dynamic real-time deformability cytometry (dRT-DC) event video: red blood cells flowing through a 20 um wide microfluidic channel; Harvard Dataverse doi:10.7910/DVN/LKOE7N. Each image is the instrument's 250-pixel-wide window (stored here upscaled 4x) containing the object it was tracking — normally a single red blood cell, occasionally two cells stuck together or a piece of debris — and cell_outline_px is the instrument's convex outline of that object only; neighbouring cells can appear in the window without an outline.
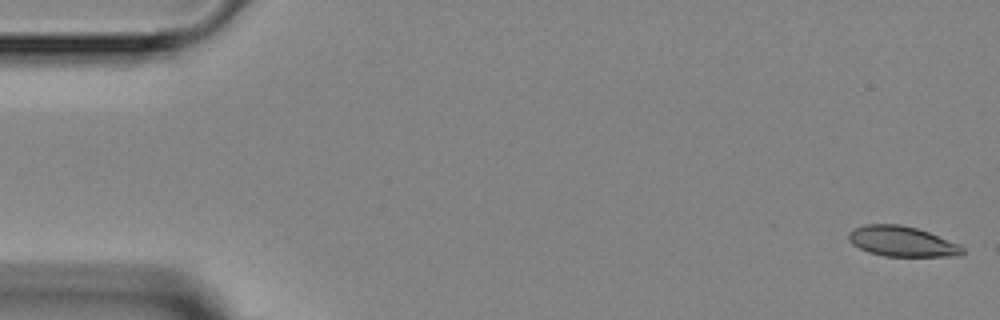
{"species": "Egyptian fruit bat (a non-hibernating species)", "species_latin": "Rousettus aegyptiacus", "temperature_condition": "room temperature", "stored_images_in_passage": 4, "camera_frame_rate_fps": 3000, "um_per_image_px": 0.085, "animal": {"sex": "female"}, "frame": {"image": 1, "passage_image": 1, "time_ms": 0.0, "image_size_px": [1000, 320], "cell_outline_px": [[964, 252], [960, 256], [884, 256], [868, 252], [852, 244], [848, 240], [848, 232], [852, 228], [864, 224], [900, 224], [916, 228], [928, 232], [960, 244], [964, 248]], "centroid_in_image_um": [76.65, 20.51], "position_along_channel_um": 8.4, "area_um2": 20.23}}